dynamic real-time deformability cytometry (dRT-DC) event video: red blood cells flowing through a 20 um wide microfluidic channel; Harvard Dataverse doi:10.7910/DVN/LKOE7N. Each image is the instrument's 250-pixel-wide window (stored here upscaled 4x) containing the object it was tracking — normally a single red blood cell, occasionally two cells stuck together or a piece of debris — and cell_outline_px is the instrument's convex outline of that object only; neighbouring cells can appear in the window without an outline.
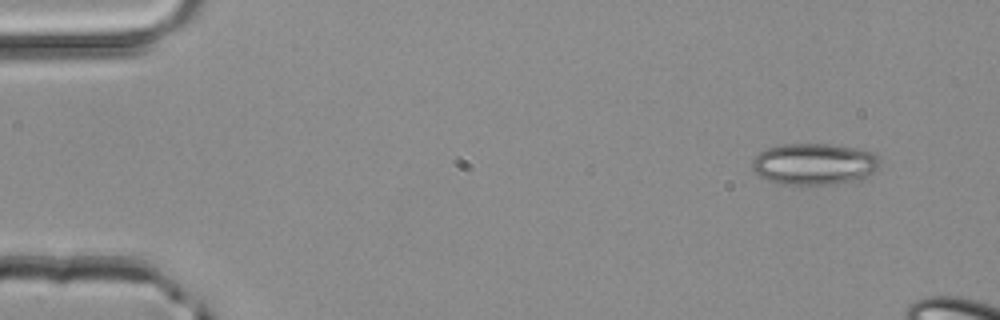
{"species": "common noctule bat (a hibernating species)", "species_latin": "Nyctalus noctula", "temperature_condition": "room temperature", "stored_images_in_passage": 4, "camera_frame_rate_fps": 3000, "um_per_image_px": 0.085, "animal": {"sex": "male", "body_mass_g": 20.4}, "frame": {"image": 1, "passage_image": 1, "time_ms": 0.0, "image_size_px": [1000, 320], "cell_outline_px": [[880, 168], [876, 172], [860, 180], [836, 184], [800, 188], [780, 184], [768, 180], [760, 176], [752, 168], [752, 160], [760, 152], [768, 148], [784, 144], [828, 144], [856, 148], [876, 152], [880, 160]], "centroid_in_image_um": [69.26, 13.99], "position_along_channel_um": 15.7, "area_um2": 32.02}}